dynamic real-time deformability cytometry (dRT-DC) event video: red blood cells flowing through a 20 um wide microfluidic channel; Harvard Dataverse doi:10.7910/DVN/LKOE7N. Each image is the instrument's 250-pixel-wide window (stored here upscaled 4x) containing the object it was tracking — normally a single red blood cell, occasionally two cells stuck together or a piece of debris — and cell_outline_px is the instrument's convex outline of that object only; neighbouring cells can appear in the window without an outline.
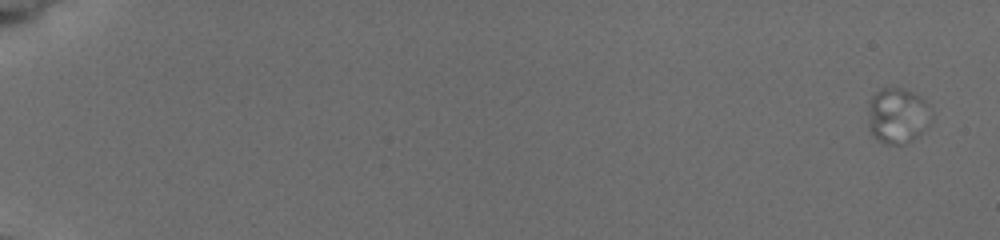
{"species": "common noctule bat (a hibernating species)", "species_latin": "Nyctalus noctula", "temperature_condition": "cold", "stored_images_in_passage": 6, "segment_of_instrument_passage": [1, 2], "camera_frame_rate_fps": 3000, "um_per_image_px": 0.085, "animal": {"sex": "female", "body_mass_g": 19.5, "forearm_length_mm": 54.1}, "frame": {"image": 1, "passage_image": 1, "time_ms": 0.0, "image_size_px": [1000, 240], "cell_outline_px": [[932, 116], [920, 132], [912, 140], [904, 144], [884, 144], [876, 140], [872, 136], [868, 128], [868, 104], [872, 96], [876, 92], [884, 88], [900, 88], [912, 92], [920, 96], [932, 108]], "centroid_in_image_um": [76.25, 9.83], "position_along_channel_um": 8.7, "area_um2": 20.58}}